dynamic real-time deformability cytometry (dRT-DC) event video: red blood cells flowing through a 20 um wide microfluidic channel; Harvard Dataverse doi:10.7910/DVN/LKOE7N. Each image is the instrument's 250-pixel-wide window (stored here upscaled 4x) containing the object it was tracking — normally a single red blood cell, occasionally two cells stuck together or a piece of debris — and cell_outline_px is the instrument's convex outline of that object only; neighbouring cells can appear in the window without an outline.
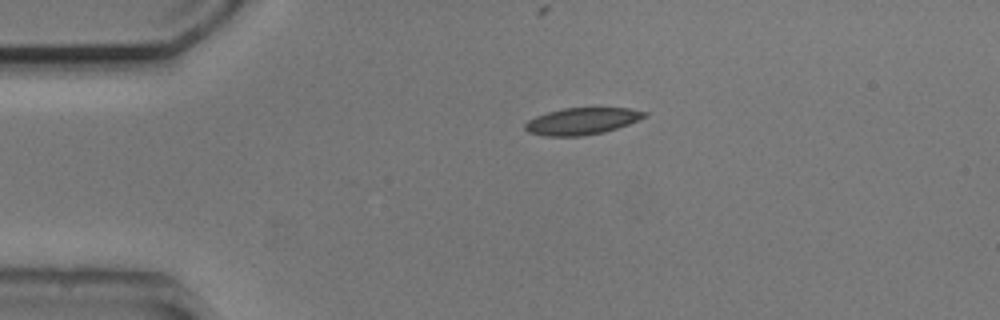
{"species": "common noctule bat (a hibernating species)", "species_latin": "Nyctalus noctula", "temperature_condition": "cold", "stored_images_in_passage": 8, "camera_frame_rate_fps": 3000, "um_per_image_px": 0.085, "animal": {"sex": "male", "body_mass_g": 20.5, "forearm_length_mm": 52.5}, "frame": {"image": 1, "passage_image": 1, "time_ms": 0.0, "image_size_px": [1000, 320], "cell_outline_px": [[648, 116], [628, 124], [604, 132], [580, 136], [544, 136], [528, 132], [524, 128], [524, 124], [528, 120], [536, 116], [548, 112], [564, 108], [628, 108], [648, 112]], "centroid_in_image_um": [49.46, 10.3], "position_along_channel_um": 35.5, "area_um2": 18.61}}